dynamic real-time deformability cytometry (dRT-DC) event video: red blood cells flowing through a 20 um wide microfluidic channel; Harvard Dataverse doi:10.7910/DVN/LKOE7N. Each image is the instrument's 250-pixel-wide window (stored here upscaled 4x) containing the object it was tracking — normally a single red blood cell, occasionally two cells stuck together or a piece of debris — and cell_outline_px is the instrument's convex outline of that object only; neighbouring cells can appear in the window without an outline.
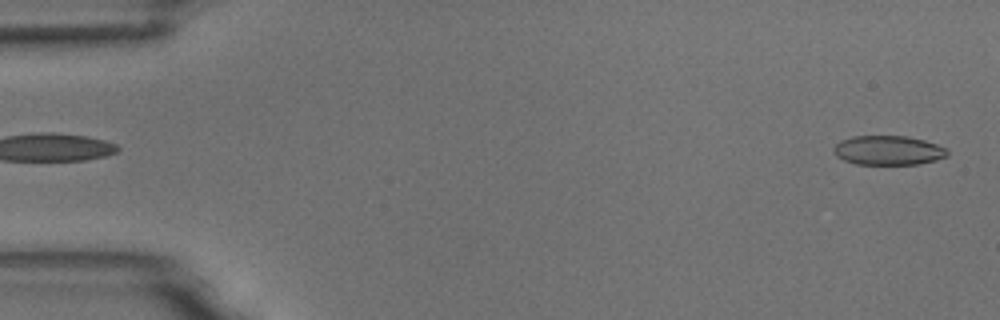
{"species": "common noctule bat (a hibernating species)", "species_latin": "Nyctalus noctula", "temperature_condition": "room temperature", "stored_images_in_passage": 5, "camera_frame_rate_fps": 3000, "um_per_image_px": 0.085, "animal": {"sex": "male", "body_mass_g": 18.8}, "frame": {"image": 1, "passage_image": 1, "time_ms": 0.0, "image_size_px": [1000, 320], "cell_outline_px": [[948, 156], [936, 160], [916, 164], [856, 164], [844, 160], [836, 156], [832, 148], [840, 140], [852, 136], [908, 136], [924, 140], [936, 144], [944, 148], [948, 152]], "centroid_in_image_um": [75.47, 12.77], "position_along_channel_um": 9.5, "area_um2": 19.42}}
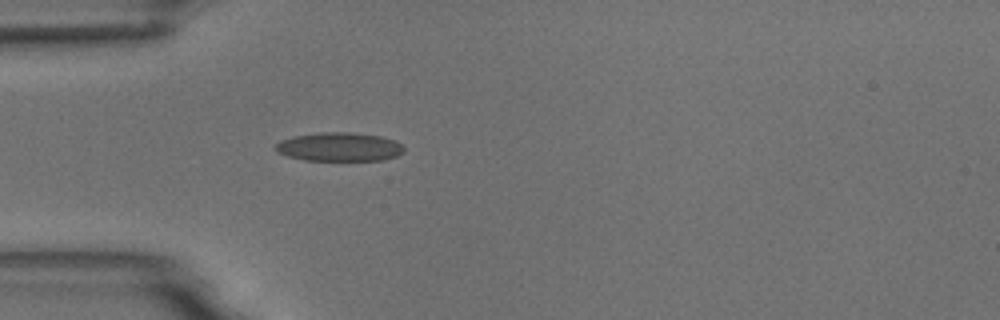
{"frame": {"image": 2, "passage_image": 5, "time_ms": 4.667, "image_size_px": [1000, 320], "cell_outline_px": [[404, 152], [396, 156], [380, 160], [304, 160], [288, 156], [276, 152], [272, 148], [280, 140], [292, 136], [320, 132], [352, 132], [380, 136], [392, 140], [400, 144], [404, 148]], "centroid_in_image_um": [28.78, 12.48], "position_along_channel_um": 56.2, "area_um2": 21.56}}